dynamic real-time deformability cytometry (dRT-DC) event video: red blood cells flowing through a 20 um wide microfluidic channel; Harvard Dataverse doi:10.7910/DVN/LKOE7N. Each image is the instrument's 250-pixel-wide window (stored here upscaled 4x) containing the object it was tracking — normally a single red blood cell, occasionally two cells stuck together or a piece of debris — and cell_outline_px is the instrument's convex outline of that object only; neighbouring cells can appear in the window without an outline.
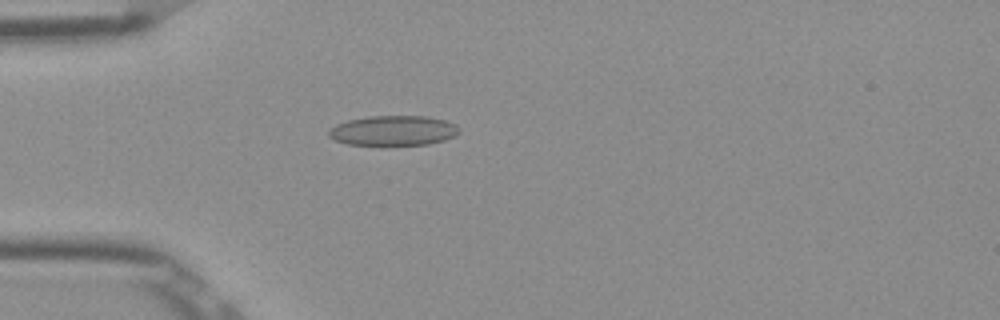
{"species": "Egyptian fruit bat (a non-hibernating species)", "species_latin": "Rousettus aegyptiacus", "temperature_condition": "room temperature", "stored_images_in_passage": 50, "camera_frame_rate_fps": 3000, "um_per_image_px": 0.085, "frame": {"image": 1, "passage_image": 13, "time_ms": 4.0, "image_size_px": [1000, 320], "cell_outline_px": [[460, 132], [444, 140], [428, 144], [348, 144], [336, 140], [328, 136], [328, 128], [336, 124], [348, 120], [368, 116], [428, 116], [444, 120], [456, 124]], "centroid_in_image_um": [33.41, 11.08], "position_along_channel_um": 51.6, "area_um2": 22.54}}
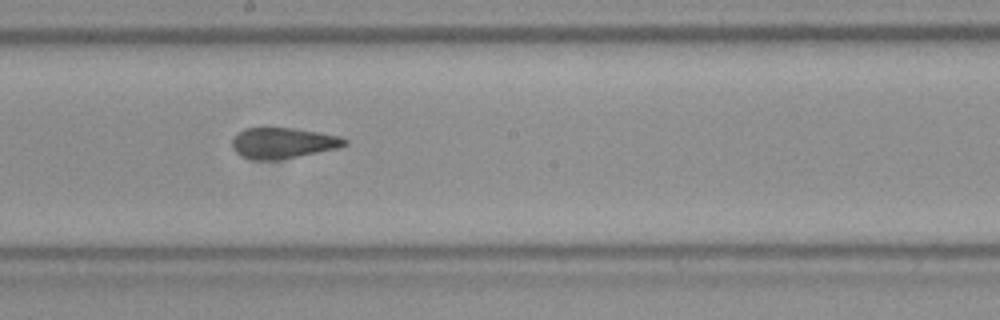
{"frame": {"image": 2, "passage_image": 27, "time_ms": 8.667, "image_size_px": [1000, 320], "cell_outline_px": [[348, 144], [340, 148], [276, 160], [252, 160], [240, 156], [232, 148], [232, 136], [236, 132], [244, 128], [296, 128], [340, 136], [348, 140]], "centroid_in_image_um": [24.02, 12.15], "position_along_channel_um": 224.2, "area_um2": 20.46}}
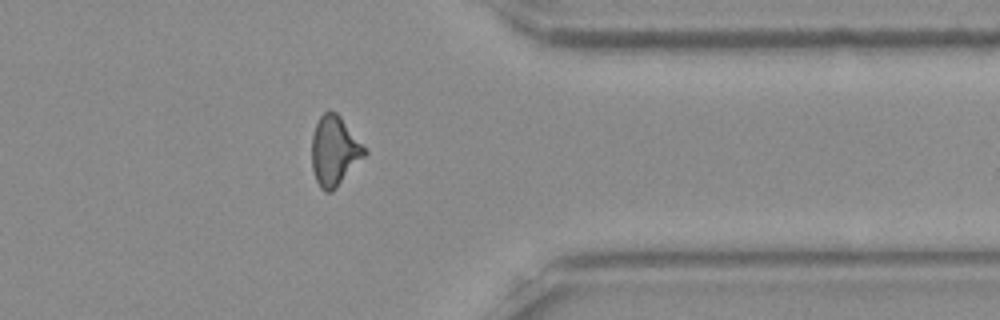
{"frame": {"image": 3, "passage_image": 40, "time_ms": 13.0, "image_size_px": [1000, 320], "cell_outline_px": [[368, 152], [336, 188], [332, 192], [324, 192], [320, 188], [316, 180], [312, 168], [312, 136], [316, 124], [320, 116], [324, 112], [336, 112], [340, 116]], "centroid_in_image_um": [28.41, 12.85], "position_along_channel_um": 383.0, "area_um2": 21.1}, "authors_computed_cell_mechanics": {"area_um2": 21.2126, "velocity_mm_per_s": 3.9017, "shape_relaxation_time_tau1_ms": null, "shape_relaxation_time_tau2_ms": 1.5878, "deformation_change_tau1": null, "deformation_change_tau2": 0.0985}}